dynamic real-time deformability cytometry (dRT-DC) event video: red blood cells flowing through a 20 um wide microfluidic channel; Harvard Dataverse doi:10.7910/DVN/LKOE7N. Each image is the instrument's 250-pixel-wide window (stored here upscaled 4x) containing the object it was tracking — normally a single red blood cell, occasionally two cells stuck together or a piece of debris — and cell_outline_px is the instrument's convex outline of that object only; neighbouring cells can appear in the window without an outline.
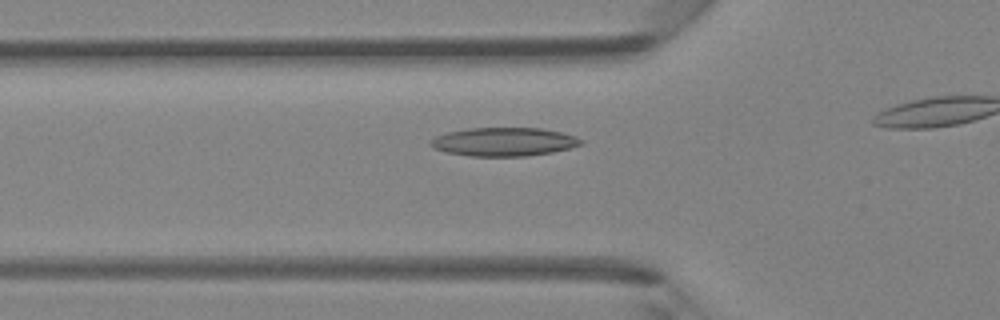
{"species": "Egyptian fruit bat (a non-hibernating species)", "species_latin": "Rousettus aegyptiacus", "temperature_condition": "room temperature", "stored_images_in_passage": 17, "camera_frame_rate_fps": 3000, "um_per_image_px": 0.085, "animal": {"sex": "female"}, "frame": {"image": 1, "passage_image": 12, "time_ms": 3.667, "image_size_px": [1000, 320], "cell_outline_px": [[584, 144], [552, 152], [528, 156], [468, 156], [444, 152], [432, 148], [428, 144], [436, 136], [448, 132], [468, 128], [540, 128], [560, 132], [576, 136], [584, 140]], "centroid_in_image_um": [42.82, 12.06], "position_along_channel_um": 83.0, "area_um2": 25.14}}
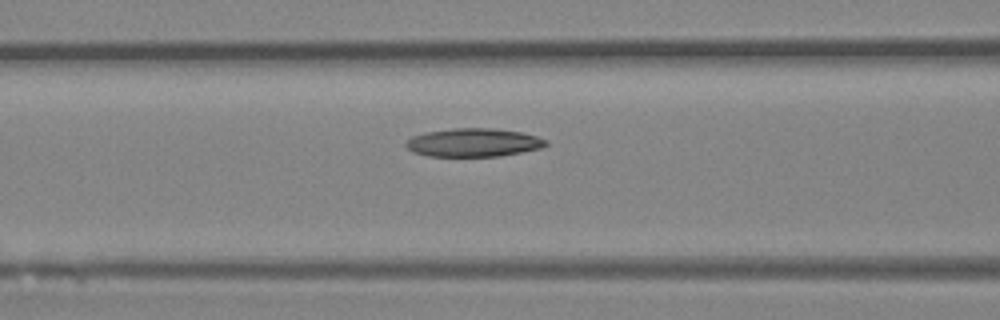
{"frame": {"image": 2, "passage_image": 15, "time_ms": 4.667, "image_size_px": [1000, 320], "cell_outline_px": [[548, 144], [540, 148], [500, 156], [428, 156], [412, 152], [404, 144], [412, 136], [428, 132], [456, 128], [492, 128], [520, 132], [536, 136], [548, 140]], "centroid_in_image_um": [40.24, 12.12], "position_along_channel_um": 126.4, "area_um2": 22.95}}